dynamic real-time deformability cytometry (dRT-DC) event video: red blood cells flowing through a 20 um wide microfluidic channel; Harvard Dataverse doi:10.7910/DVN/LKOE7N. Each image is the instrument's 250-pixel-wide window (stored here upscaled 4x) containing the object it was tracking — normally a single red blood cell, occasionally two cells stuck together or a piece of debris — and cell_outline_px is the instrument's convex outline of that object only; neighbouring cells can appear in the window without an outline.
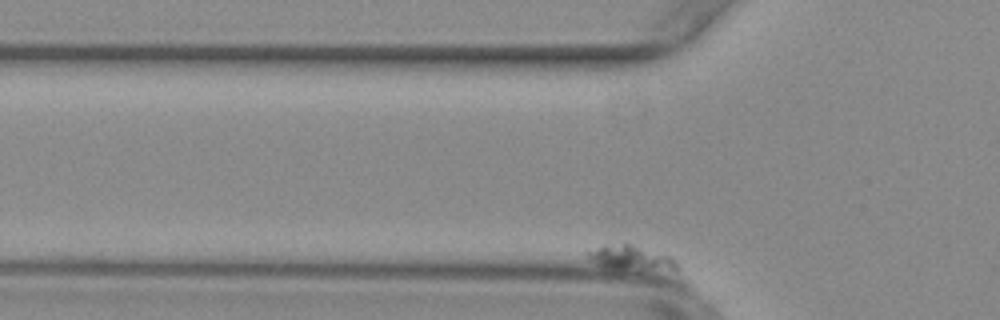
{"species": "common noctule bat (a hibernating species)", "species_latin": "Nyctalus noctula", "temperature_condition": "warm", "stored_images_in_passage": 53, "camera_frame_rate_fps": 3000, "um_per_image_px": 0.085, "animal": {"sex": "female", "body_mass_g": 29.2, "forearm_length_mm": 56.3}, "frame": {"image": 1, "passage_image": 2, "time_ms": 0.333, "image_size_px": [1000, 320], "cell_outline_px": [[676, 268], [604, 268], [588, 256], [588, 252], [604, 244], [632, 244], [668, 256], [676, 264]], "centroid_in_image_um": [53.5, 21.87], "position_along_channel_um": 72.3, "area_um2": 11.62}}
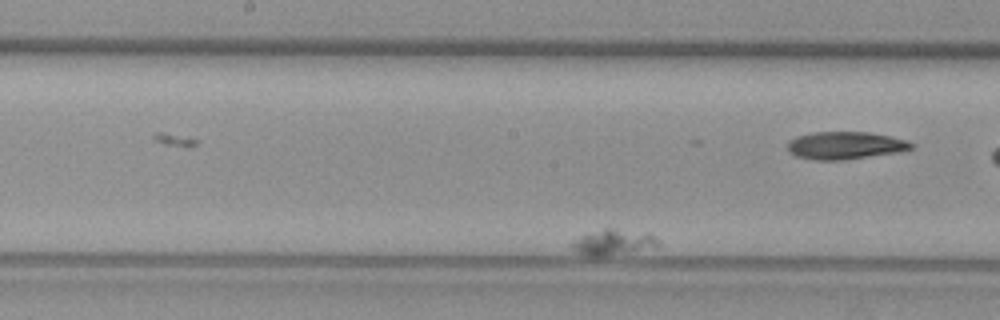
{"frame": {"image": 2, "passage_image": 26, "time_ms": 8.333, "image_size_px": [1000, 320], "cell_outline_px": [[660, 244], [628, 252], [604, 256], [588, 256], [576, 252], [568, 244], [572, 240], [580, 236], [604, 228], [612, 228], [652, 236], [660, 240]], "centroid_in_image_um": [51.97, 20.61], "position_along_channel_um": 196.2, "area_um2": 12.37}}
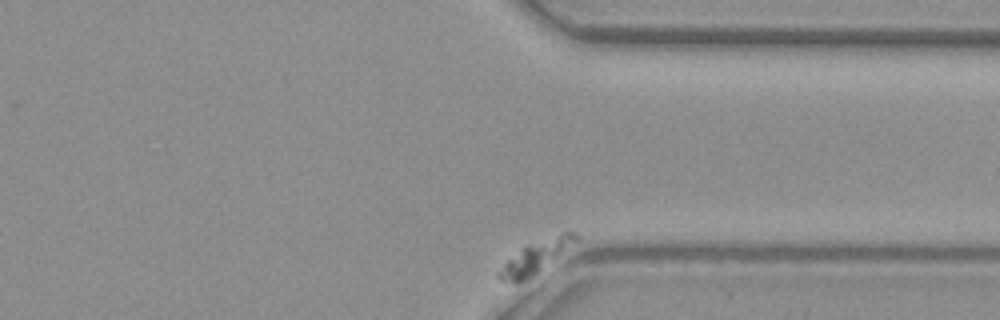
{"frame": {"image": 3, "passage_image": 53, "time_ms": 17.333, "image_size_px": [1000, 320], "cell_outline_px": [[580, 240], [532, 276], [516, 284], [500, 280], [496, 276], [496, 272], [524, 244], [560, 232], [576, 232], [580, 236]], "centroid_in_image_um": [45.55, 21.81], "position_along_channel_um": 365.8, "area_um2": 14.8}}